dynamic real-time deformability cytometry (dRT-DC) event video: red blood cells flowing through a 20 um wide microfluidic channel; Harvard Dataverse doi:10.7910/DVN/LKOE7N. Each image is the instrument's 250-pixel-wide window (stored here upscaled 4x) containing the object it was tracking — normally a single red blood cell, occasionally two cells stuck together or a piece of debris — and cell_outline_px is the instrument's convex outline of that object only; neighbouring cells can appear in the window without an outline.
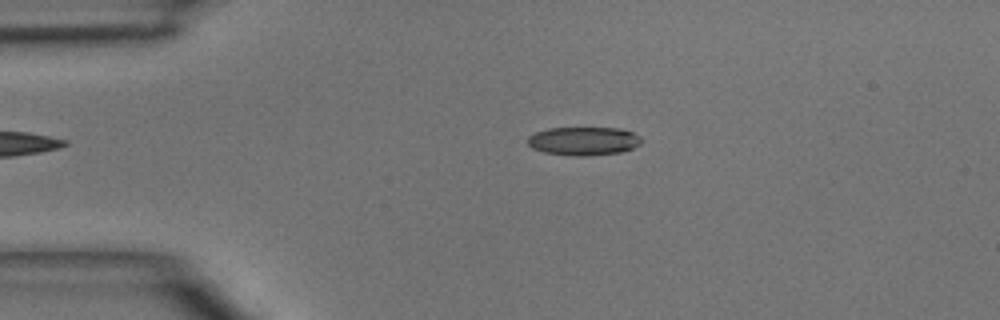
{"species": "common noctule bat (a hibernating species)", "species_latin": "Nyctalus noctula", "temperature_condition": "room temperature", "stored_images_in_passage": 38, "camera_frame_rate_fps": 3000, "um_per_image_px": 0.085, "animal": {"sex": "male", "body_mass_g": 15.6}, "frame": {"image": 1, "passage_image": 1, "time_ms": 0.0, "image_size_px": [1000, 320], "cell_outline_px": [[640, 144], [624, 152], [588, 156], [572, 156], [544, 152], [532, 148], [528, 144], [528, 136], [536, 132], [548, 128], [620, 128], [632, 132], [640, 136]], "centroid_in_image_um": [49.6, 11.99], "position_along_channel_um": 35.4, "area_um2": 18.96}}
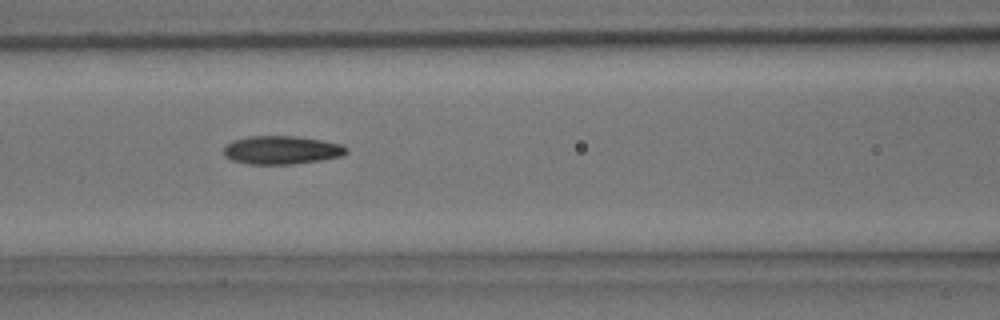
{"frame": {"image": 2, "passage_image": 11, "time_ms": 3.333, "image_size_px": [1000, 320], "cell_outline_px": [[348, 152], [340, 156], [320, 160], [292, 164], [248, 164], [232, 160], [224, 156], [224, 144], [232, 140], [248, 136], [296, 136], [320, 140], [340, 144], [348, 148]], "centroid_in_image_um": [23.88, 12.75], "position_along_channel_um": 142.7, "area_um2": 20.29}}
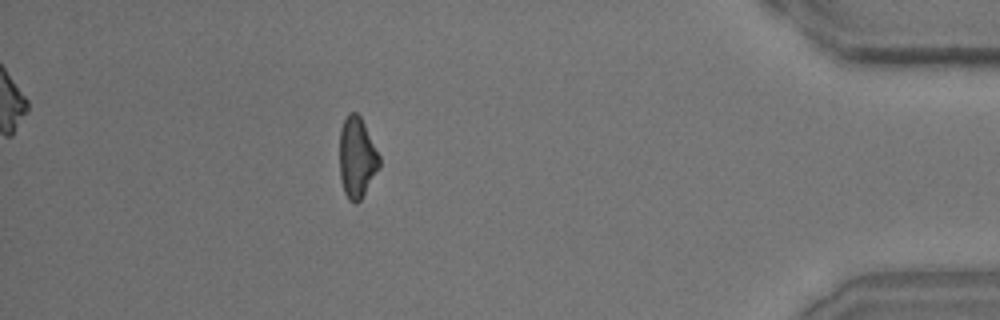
{"frame": {"image": 3, "passage_image": 33, "time_ms": 10.667, "image_size_px": [1000, 320], "cell_outline_px": [[380, 168], [360, 200], [356, 204], [348, 200], [344, 192], [340, 180], [340, 128], [348, 112], [356, 112], [360, 116], [380, 156]], "centroid_in_image_um": [30.33, 13.41], "position_along_channel_um": 404.9, "area_um2": 18.79}}